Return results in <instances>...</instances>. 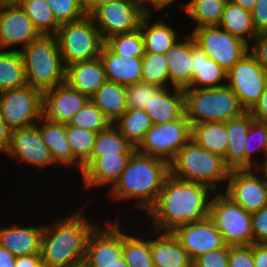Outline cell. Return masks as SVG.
Returning a JSON list of instances; mask_svg holds the SVG:
<instances>
[{
    "label": "cell",
    "instance_id": "45",
    "mask_svg": "<svg viewBox=\"0 0 267 267\" xmlns=\"http://www.w3.org/2000/svg\"><path fill=\"white\" fill-rule=\"evenodd\" d=\"M54 14L55 20L60 24L77 21L87 14L81 0H46Z\"/></svg>",
    "mask_w": 267,
    "mask_h": 267
},
{
    "label": "cell",
    "instance_id": "49",
    "mask_svg": "<svg viewBox=\"0 0 267 267\" xmlns=\"http://www.w3.org/2000/svg\"><path fill=\"white\" fill-rule=\"evenodd\" d=\"M253 244H267V206L251 213Z\"/></svg>",
    "mask_w": 267,
    "mask_h": 267
},
{
    "label": "cell",
    "instance_id": "4",
    "mask_svg": "<svg viewBox=\"0 0 267 267\" xmlns=\"http://www.w3.org/2000/svg\"><path fill=\"white\" fill-rule=\"evenodd\" d=\"M170 175L185 181L198 182L213 191H223L230 169L223 158L197 145L190 139L169 163Z\"/></svg>",
    "mask_w": 267,
    "mask_h": 267
},
{
    "label": "cell",
    "instance_id": "7",
    "mask_svg": "<svg viewBox=\"0 0 267 267\" xmlns=\"http://www.w3.org/2000/svg\"><path fill=\"white\" fill-rule=\"evenodd\" d=\"M55 37L65 67L100 57L105 43L90 15L60 25Z\"/></svg>",
    "mask_w": 267,
    "mask_h": 267
},
{
    "label": "cell",
    "instance_id": "62",
    "mask_svg": "<svg viewBox=\"0 0 267 267\" xmlns=\"http://www.w3.org/2000/svg\"><path fill=\"white\" fill-rule=\"evenodd\" d=\"M265 125V137H266V144H267V121L262 122Z\"/></svg>",
    "mask_w": 267,
    "mask_h": 267
},
{
    "label": "cell",
    "instance_id": "32",
    "mask_svg": "<svg viewBox=\"0 0 267 267\" xmlns=\"http://www.w3.org/2000/svg\"><path fill=\"white\" fill-rule=\"evenodd\" d=\"M191 139L205 150L222 158L228 149L227 122H204L191 125Z\"/></svg>",
    "mask_w": 267,
    "mask_h": 267
},
{
    "label": "cell",
    "instance_id": "31",
    "mask_svg": "<svg viewBox=\"0 0 267 267\" xmlns=\"http://www.w3.org/2000/svg\"><path fill=\"white\" fill-rule=\"evenodd\" d=\"M125 225L126 224L123 226V256L128 267H154L150 250V234L148 227H141L142 230L138 226H132L131 228V226ZM139 230L142 231L139 232Z\"/></svg>",
    "mask_w": 267,
    "mask_h": 267
},
{
    "label": "cell",
    "instance_id": "13",
    "mask_svg": "<svg viewBox=\"0 0 267 267\" xmlns=\"http://www.w3.org/2000/svg\"><path fill=\"white\" fill-rule=\"evenodd\" d=\"M42 105L43 93L29 85L0 92V112L12 131L38 123Z\"/></svg>",
    "mask_w": 267,
    "mask_h": 267
},
{
    "label": "cell",
    "instance_id": "1",
    "mask_svg": "<svg viewBox=\"0 0 267 267\" xmlns=\"http://www.w3.org/2000/svg\"><path fill=\"white\" fill-rule=\"evenodd\" d=\"M213 191L209 186L178 179L169 174L155 204L144 214L143 222L159 232L209 217ZM149 216V217H148Z\"/></svg>",
    "mask_w": 267,
    "mask_h": 267
},
{
    "label": "cell",
    "instance_id": "2",
    "mask_svg": "<svg viewBox=\"0 0 267 267\" xmlns=\"http://www.w3.org/2000/svg\"><path fill=\"white\" fill-rule=\"evenodd\" d=\"M85 203V206L82 204L80 208H74L71 214L66 212L69 214L61 215L60 218L53 217L54 220L51 219V222H44L41 238L44 266L77 267L84 263L88 237L99 224L92 217H88L87 209L92 204L86 201Z\"/></svg>",
    "mask_w": 267,
    "mask_h": 267
},
{
    "label": "cell",
    "instance_id": "43",
    "mask_svg": "<svg viewBox=\"0 0 267 267\" xmlns=\"http://www.w3.org/2000/svg\"><path fill=\"white\" fill-rule=\"evenodd\" d=\"M97 132L66 124V137L73 156L83 165L91 155Z\"/></svg>",
    "mask_w": 267,
    "mask_h": 267
},
{
    "label": "cell",
    "instance_id": "30",
    "mask_svg": "<svg viewBox=\"0 0 267 267\" xmlns=\"http://www.w3.org/2000/svg\"><path fill=\"white\" fill-rule=\"evenodd\" d=\"M253 121V117L248 112L227 121L229 142L223 161L230 170L245 168L246 136Z\"/></svg>",
    "mask_w": 267,
    "mask_h": 267
},
{
    "label": "cell",
    "instance_id": "39",
    "mask_svg": "<svg viewBox=\"0 0 267 267\" xmlns=\"http://www.w3.org/2000/svg\"><path fill=\"white\" fill-rule=\"evenodd\" d=\"M256 154L259 155L256 156ZM259 156L261 159H259ZM259 160L261 162H259ZM266 167H267V144L265 137V125L262 122L254 120L251 123L246 136L245 168H266Z\"/></svg>",
    "mask_w": 267,
    "mask_h": 267
},
{
    "label": "cell",
    "instance_id": "10",
    "mask_svg": "<svg viewBox=\"0 0 267 267\" xmlns=\"http://www.w3.org/2000/svg\"><path fill=\"white\" fill-rule=\"evenodd\" d=\"M222 192L247 212L259 211L267 206V170L231 169Z\"/></svg>",
    "mask_w": 267,
    "mask_h": 267
},
{
    "label": "cell",
    "instance_id": "33",
    "mask_svg": "<svg viewBox=\"0 0 267 267\" xmlns=\"http://www.w3.org/2000/svg\"><path fill=\"white\" fill-rule=\"evenodd\" d=\"M126 99V86L108 80L90 98L112 124L127 110Z\"/></svg>",
    "mask_w": 267,
    "mask_h": 267
},
{
    "label": "cell",
    "instance_id": "20",
    "mask_svg": "<svg viewBox=\"0 0 267 267\" xmlns=\"http://www.w3.org/2000/svg\"><path fill=\"white\" fill-rule=\"evenodd\" d=\"M90 100L66 82L43 92L42 117L55 123L67 124Z\"/></svg>",
    "mask_w": 267,
    "mask_h": 267
},
{
    "label": "cell",
    "instance_id": "36",
    "mask_svg": "<svg viewBox=\"0 0 267 267\" xmlns=\"http://www.w3.org/2000/svg\"><path fill=\"white\" fill-rule=\"evenodd\" d=\"M135 150L136 147L120 133L114 124H111L105 130L97 133L90 158L133 154Z\"/></svg>",
    "mask_w": 267,
    "mask_h": 267
},
{
    "label": "cell",
    "instance_id": "50",
    "mask_svg": "<svg viewBox=\"0 0 267 267\" xmlns=\"http://www.w3.org/2000/svg\"><path fill=\"white\" fill-rule=\"evenodd\" d=\"M249 52L267 70V32L258 33L249 44Z\"/></svg>",
    "mask_w": 267,
    "mask_h": 267
},
{
    "label": "cell",
    "instance_id": "18",
    "mask_svg": "<svg viewBox=\"0 0 267 267\" xmlns=\"http://www.w3.org/2000/svg\"><path fill=\"white\" fill-rule=\"evenodd\" d=\"M172 233L186 250L192 262L207 252L226 246L221 233L210 217L181 225Z\"/></svg>",
    "mask_w": 267,
    "mask_h": 267
},
{
    "label": "cell",
    "instance_id": "23",
    "mask_svg": "<svg viewBox=\"0 0 267 267\" xmlns=\"http://www.w3.org/2000/svg\"><path fill=\"white\" fill-rule=\"evenodd\" d=\"M38 128L40 129L42 140L47 145L57 168H61L60 170L69 169L70 173L77 172V176H79L82 173V164L73 156L68 144L66 124L51 122L41 117L38 121Z\"/></svg>",
    "mask_w": 267,
    "mask_h": 267
},
{
    "label": "cell",
    "instance_id": "44",
    "mask_svg": "<svg viewBox=\"0 0 267 267\" xmlns=\"http://www.w3.org/2000/svg\"><path fill=\"white\" fill-rule=\"evenodd\" d=\"M70 126L84 128L93 132H101L112 123L105 114L89 100L68 122Z\"/></svg>",
    "mask_w": 267,
    "mask_h": 267
},
{
    "label": "cell",
    "instance_id": "59",
    "mask_svg": "<svg viewBox=\"0 0 267 267\" xmlns=\"http://www.w3.org/2000/svg\"><path fill=\"white\" fill-rule=\"evenodd\" d=\"M232 2L238 4L243 9L251 12L256 5L257 0H231Z\"/></svg>",
    "mask_w": 267,
    "mask_h": 267
},
{
    "label": "cell",
    "instance_id": "54",
    "mask_svg": "<svg viewBox=\"0 0 267 267\" xmlns=\"http://www.w3.org/2000/svg\"><path fill=\"white\" fill-rule=\"evenodd\" d=\"M11 134L12 130L6 124L0 112V154L4 157L10 146Z\"/></svg>",
    "mask_w": 267,
    "mask_h": 267
},
{
    "label": "cell",
    "instance_id": "25",
    "mask_svg": "<svg viewBox=\"0 0 267 267\" xmlns=\"http://www.w3.org/2000/svg\"><path fill=\"white\" fill-rule=\"evenodd\" d=\"M144 110L153 124H165L179 120L185 115L184 92L173 87L159 88L151 96Z\"/></svg>",
    "mask_w": 267,
    "mask_h": 267
},
{
    "label": "cell",
    "instance_id": "34",
    "mask_svg": "<svg viewBox=\"0 0 267 267\" xmlns=\"http://www.w3.org/2000/svg\"><path fill=\"white\" fill-rule=\"evenodd\" d=\"M218 26L248 45L258 34L253 27L251 12L231 0H227Z\"/></svg>",
    "mask_w": 267,
    "mask_h": 267
},
{
    "label": "cell",
    "instance_id": "63",
    "mask_svg": "<svg viewBox=\"0 0 267 267\" xmlns=\"http://www.w3.org/2000/svg\"><path fill=\"white\" fill-rule=\"evenodd\" d=\"M77 267H86L84 264L80 265V266H77Z\"/></svg>",
    "mask_w": 267,
    "mask_h": 267
},
{
    "label": "cell",
    "instance_id": "60",
    "mask_svg": "<svg viewBox=\"0 0 267 267\" xmlns=\"http://www.w3.org/2000/svg\"><path fill=\"white\" fill-rule=\"evenodd\" d=\"M86 267H128L124 256L120 258V262L111 265H85Z\"/></svg>",
    "mask_w": 267,
    "mask_h": 267
},
{
    "label": "cell",
    "instance_id": "35",
    "mask_svg": "<svg viewBox=\"0 0 267 267\" xmlns=\"http://www.w3.org/2000/svg\"><path fill=\"white\" fill-rule=\"evenodd\" d=\"M227 0H185L181 10L185 16L192 19L196 29L201 26L218 25L224 12Z\"/></svg>",
    "mask_w": 267,
    "mask_h": 267
},
{
    "label": "cell",
    "instance_id": "58",
    "mask_svg": "<svg viewBox=\"0 0 267 267\" xmlns=\"http://www.w3.org/2000/svg\"><path fill=\"white\" fill-rule=\"evenodd\" d=\"M16 257L0 245V267H15Z\"/></svg>",
    "mask_w": 267,
    "mask_h": 267
},
{
    "label": "cell",
    "instance_id": "24",
    "mask_svg": "<svg viewBox=\"0 0 267 267\" xmlns=\"http://www.w3.org/2000/svg\"><path fill=\"white\" fill-rule=\"evenodd\" d=\"M150 250L154 267H192V260L172 232L150 229Z\"/></svg>",
    "mask_w": 267,
    "mask_h": 267
},
{
    "label": "cell",
    "instance_id": "46",
    "mask_svg": "<svg viewBox=\"0 0 267 267\" xmlns=\"http://www.w3.org/2000/svg\"><path fill=\"white\" fill-rule=\"evenodd\" d=\"M159 88L143 81L126 86L127 109H144Z\"/></svg>",
    "mask_w": 267,
    "mask_h": 267
},
{
    "label": "cell",
    "instance_id": "53",
    "mask_svg": "<svg viewBox=\"0 0 267 267\" xmlns=\"http://www.w3.org/2000/svg\"><path fill=\"white\" fill-rule=\"evenodd\" d=\"M248 113L255 121H267V88L263 91V94L259 97Z\"/></svg>",
    "mask_w": 267,
    "mask_h": 267
},
{
    "label": "cell",
    "instance_id": "56",
    "mask_svg": "<svg viewBox=\"0 0 267 267\" xmlns=\"http://www.w3.org/2000/svg\"><path fill=\"white\" fill-rule=\"evenodd\" d=\"M253 261L255 267H267V244H253Z\"/></svg>",
    "mask_w": 267,
    "mask_h": 267
},
{
    "label": "cell",
    "instance_id": "15",
    "mask_svg": "<svg viewBox=\"0 0 267 267\" xmlns=\"http://www.w3.org/2000/svg\"><path fill=\"white\" fill-rule=\"evenodd\" d=\"M146 13L139 0H116L100 6L90 16L105 41L116 34L136 31Z\"/></svg>",
    "mask_w": 267,
    "mask_h": 267
},
{
    "label": "cell",
    "instance_id": "57",
    "mask_svg": "<svg viewBox=\"0 0 267 267\" xmlns=\"http://www.w3.org/2000/svg\"><path fill=\"white\" fill-rule=\"evenodd\" d=\"M112 1L116 0H81L87 15H91L97 8Z\"/></svg>",
    "mask_w": 267,
    "mask_h": 267
},
{
    "label": "cell",
    "instance_id": "16",
    "mask_svg": "<svg viewBox=\"0 0 267 267\" xmlns=\"http://www.w3.org/2000/svg\"><path fill=\"white\" fill-rule=\"evenodd\" d=\"M10 161L32 166L34 170L51 172V167H57L52 159L47 145L43 142L38 123L12 131L10 146L5 154ZM49 168V169H48ZM45 169V170H44ZM48 169V170H47Z\"/></svg>",
    "mask_w": 267,
    "mask_h": 267
},
{
    "label": "cell",
    "instance_id": "51",
    "mask_svg": "<svg viewBox=\"0 0 267 267\" xmlns=\"http://www.w3.org/2000/svg\"><path fill=\"white\" fill-rule=\"evenodd\" d=\"M251 18L257 33L267 32V0H257Z\"/></svg>",
    "mask_w": 267,
    "mask_h": 267
},
{
    "label": "cell",
    "instance_id": "42",
    "mask_svg": "<svg viewBox=\"0 0 267 267\" xmlns=\"http://www.w3.org/2000/svg\"><path fill=\"white\" fill-rule=\"evenodd\" d=\"M105 44L115 53L124 57L142 58L144 40L140 29L130 33L116 34L105 40Z\"/></svg>",
    "mask_w": 267,
    "mask_h": 267
},
{
    "label": "cell",
    "instance_id": "14",
    "mask_svg": "<svg viewBox=\"0 0 267 267\" xmlns=\"http://www.w3.org/2000/svg\"><path fill=\"white\" fill-rule=\"evenodd\" d=\"M226 85L248 112L267 88V70L248 51L228 72Z\"/></svg>",
    "mask_w": 267,
    "mask_h": 267
},
{
    "label": "cell",
    "instance_id": "8",
    "mask_svg": "<svg viewBox=\"0 0 267 267\" xmlns=\"http://www.w3.org/2000/svg\"><path fill=\"white\" fill-rule=\"evenodd\" d=\"M209 217L214 221L228 246L253 244L252 216L222 191L214 192L210 201Z\"/></svg>",
    "mask_w": 267,
    "mask_h": 267
},
{
    "label": "cell",
    "instance_id": "9",
    "mask_svg": "<svg viewBox=\"0 0 267 267\" xmlns=\"http://www.w3.org/2000/svg\"><path fill=\"white\" fill-rule=\"evenodd\" d=\"M206 55L228 72L248 51L249 45L218 25L201 26L189 32Z\"/></svg>",
    "mask_w": 267,
    "mask_h": 267
},
{
    "label": "cell",
    "instance_id": "6",
    "mask_svg": "<svg viewBox=\"0 0 267 267\" xmlns=\"http://www.w3.org/2000/svg\"><path fill=\"white\" fill-rule=\"evenodd\" d=\"M185 116L190 124L227 122L246 112L236 94L227 86L216 88H186Z\"/></svg>",
    "mask_w": 267,
    "mask_h": 267
},
{
    "label": "cell",
    "instance_id": "48",
    "mask_svg": "<svg viewBox=\"0 0 267 267\" xmlns=\"http://www.w3.org/2000/svg\"><path fill=\"white\" fill-rule=\"evenodd\" d=\"M229 267H255L253 244L251 246H229Z\"/></svg>",
    "mask_w": 267,
    "mask_h": 267
},
{
    "label": "cell",
    "instance_id": "40",
    "mask_svg": "<svg viewBox=\"0 0 267 267\" xmlns=\"http://www.w3.org/2000/svg\"><path fill=\"white\" fill-rule=\"evenodd\" d=\"M19 6L42 35H55L60 24L46 0H18Z\"/></svg>",
    "mask_w": 267,
    "mask_h": 267
},
{
    "label": "cell",
    "instance_id": "3",
    "mask_svg": "<svg viewBox=\"0 0 267 267\" xmlns=\"http://www.w3.org/2000/svg\"><path fill=\"white\" fill-rule=\"evenodd\" d=\"M169 163L142 154L135 150L127 161L119 180L107 191V199L114 204L124 205L128 202L129 209L144 213L155 204L164 181L169 176ZM116 202V203H115ZM133 207V208H130ZM140 211V212H139Z\"/></svg>",
    "mask_w": 267,
    "mask_h": 267
},
{
    "label": "cell",
    "instance_id": "37",
    "mask_svg": "<svg viewBox=\"0 0 267 267\" xmlns=\"http://www.w3.org/2000/svg\"><path fill=\"white\" fill-rule=\"evenodd\" d=\"M25 68L19 51L0 50V92L27 86Z\"/></svg>",
    "mask_w": 267,
    "mask_h": 267
},
{
    "label": "cell",
    "instance_id": "38",
    "mask_svg": "<svg viewBox=\"0 0 267 267\" xmlns=\"http://www.w3.org/2000/svg\"><path fill=\"white\" fill-rule=\"evenodd\" d=\"M120 133L135 147L153 125L144 109H127L114 123Z\"/></svg>",
    "mask_w": 267,
    "mask_h": 267
},
{
    "label": "cell",
    "instance_id": "41",
    "mask_svg": "<svg viewBox=\"0 0 267 267\" xmlns=\"http://www.w3.org/2000/svg\"><path fill=\"white\" fill-rule=\"evenodd\" d=\"M166 54L144 53L142 57V81L160 88L169 87V69Z\"/></svg>",
    "mask_w": 267,
    "mask_h": 267
},
{
    "label": "cell",
    "instance_id": "27",
    "mask_svg": "<svg viewBox=\"0 0 267 267\" xmlns=\"http://www.w3.org/2000/svg\"><path fill=\"white\" fill-rule=\"evenodd\" d=\"M182 36L166 53L169 69V87L184 90L193 80V62L191 58V35Z\"/></svg>",
    "mask_w": 267,
    "mask_h": 267
},
{
    "label": "cell",
    "instance_id": "17",
    "mask_svg": "<svg viewBox=\"0 0 267 267\" xmlns=\"http://www.w3.org/2000/svg\"><path fill=\"white\" fill-rule=\"evenodd\" d=\"M41 36L18 3L0 4V50L20 52Z\"/></svg>",
    "mask_w": 267,
    "mask_h": 267
},
{
    "label": "cell",
    "instance_id": "11",
    "mask_svg": "<svg viewBox=\"0 0 267 267\" xmlns=\"http://www.w3.org/2000/svg\"><path fill=\"white\" fill-rule=\"evenodd\" d=\"M190 139L191 124L184 115L169 123L153 124L136 150L170 163Z\"/></svg>",
    "mask_w": 267,
    "mask_h": 267
},
{
    "label": "cell",
    "instance_id": "28",
    "mask_svg": "<svg viewBox=\"0 0 267 267\" xmlns=\"http://www.w3.org/2000/svg\"><path fill=\"white\" fill-rule=\"evenodd\" d=\"M100 58L108 81L125 86L142 81V58L115 54L105 43Z\"/></svg>",
    "mask_w": 267,
    "mask_h": 267
},
{
    "label": "cell",
    "instance_id": "47",
    "mask_svg": "<svg viewBox=\"0 0 267 267\" xmlns=\"http://www.w3.org/2000/svg\"><path fill=\"white\" fill-rule=\"evenodd\" d=\"M229 246L207 252L192 262V267H229Z\"/></svg>",
    "mask_w": 267,
    "mask_h": 267
},
{
    "label": "cell",
    "instance_id": "12",
    "mask_svg": "<svg viewBox=\"0 0 267 267\" xmlns=\"http://www.w3.org/2000/svg\"><path fill=\"white\" fill-rule=\"evenodd\" d=\"M114 215L116 216L114 219L110 217V220L102 219L106 220L103 223L102 220L99 221L90 233L86 244L84 265H111L120 262L123 256L124 223L122 216Z\"/></svg>",
    "mask_w": 267,
    "mask_h": 267
},
{
    "label": "cell",
    "instance_id": "61",
    "mask_svg": "<svg viewBox=\"0 0 267 267\" xmlns=\"http://www.w3.org/2000/svg\"><path fill=\"white\" fill-rule=\"evenodd\" d=\"M18 0H0V4L17 3Z\"/></svg>",
    "mask_w": 267,
    "mask_h": 267
},
{
    "label": "cell",
    "instance_id": "22",
    "mask_svg": "<svg viewBox=\"0 0 267 267\" xmlns=\"http://www.w3.org/2000/svg\"><path fill=\"white\" fill-rule=\"evenodd\" d=\"M156 14L147 12L139 25L144 40V53L166 54L183 36V32H180L181 29L178 32L175 25L169 24L168 20L171 21L172 17L169 12H163L162 18H156Z\"/></svg>",
    "mask_w": 267,
    "mask_h": 267
},
{
    "label": "cell",
    "instance_id": "52",
    "mask_svg": "<svg viewBox=\"0 0 267 267\" xmlns=\"http://www.w3.org/2000/svg\"><path fill=\"white\" fill-rule=\"evenodd\" d=\"M179 0H139L141 6L146 12H156V13H161L164 11V9H168L171 7V5L174 6V4H177L178 10L183 9L185 1L182 0L180 1L181 3L179 4ZM178 2V3H177ZM179 4V5H178Z\"/></svg>",
    "mask_w": 267,
    "mask_h": 267
},
{
    "label": "cell",
    "instance_id": "26",
    "mask_svg": "<svg viewBox=\"0 0 267 267\" xmlns=\"http://www.w3.org/2000/svg\"><path fill=\"white\" fill-rule=\"evenodd\" d=\"M107 81L100 57L66 66L65 82L73 89L91 98Z\"/></svg>",
    "mask_w": 267,
    "mask_h": 267
},
{
    "label": "cell",
    "instance_id": "29",
    "mask_svg": "<svg viewBox=\"0 0 267 267\" xmlns=\"http://www.w3.org/2000/svg\"><path fill=\"white\" fill-rule=\"evenodd\" d=\"M193 80L189 88H216L226 85L227 72L196 45L191 36Z\"/></svg>",
    "mask_w": 267,
    "mask_h": 267
},
{
    "label": "cell",
    "instance_id": "55",
    "mask_svg": "<svg viewBox=\"0 0 267 267\" xmlns=\"http://www.w3.org/2000/svg\"><path fill=\"white\" fill-rule=\"evenodd\" d=\"M41 254L16 256L15 267H42Z\"/></svg>",
    "mask_w": 267,
    "mask_h": 267
},
{
    "label": "cell",
    "instance_id": "19",
    "mask_svg": "<svg viewBox=\"0 0 267 267\" xmlns=\"http://www.w3.org/2000/svg\"><path fill=\"white\" fill-rule=\"evenodd\" d=\"M132 154H117V156H104L102 158H89L82 165L81 179L83 191L103 190L109 191L119 180L127 161ZM93 189V190H92ZM96 189V190H95Z\"/></svg>",
    "mask_w": 267,
    "mask_h": 267
},
{
    "label": "cell",
    "instance_id": "21",
    "mask_svg": "<svg viewBox=\"0 0 267 267\" xmlns=\"http://www.w3.org/2000/svg\"><path fill=\"white\" fill-rule=\"evenodd\" d=\"M17 221V222H16ZM33 224H21L17 219L12 224L0 225V245L6 248L15 257L22 255L41 254V238L44 221ZM19 222V223H18ZM26 224V225H25ZM33 224V225H32ZM25 225V226H24ZM30 225V226H29Z\"/></svg>",
    "mask_w": 267,
    "mask_h": 267
},
{
    "label": "cell",
    "instance_id": "5",
    "mask_svg": "<svg viewBox=\"0 0 267 267\" xmlns=\"http://www.w3.org/2000/svg\"><path fill=\"white\" fill-rule=\"evenodd\" d=\"M20 54L29 86L43 93L65 83L66 67L55 35H42L25 46Z\"/></svg>",
    "mask_w": 267,
    "mask_h": 267
}]
</instances>
